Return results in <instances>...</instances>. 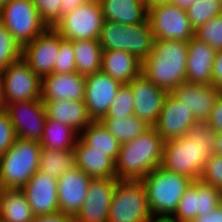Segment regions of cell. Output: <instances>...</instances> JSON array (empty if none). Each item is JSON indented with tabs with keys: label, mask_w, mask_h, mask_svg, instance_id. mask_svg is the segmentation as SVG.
<instances>
[{
	"label": "cell",
	"mask_w": 222,
	"mask_h": 222,
	"mask_svg": "<svg viewBox=\"0 0 222 222\" xmlns=\"http://www.w3.org/2000/svg\"><path fill=\"white\" fill-rule=\"evenodd\" d=\"M216 135L206 122H196L185 136L164 142L161 166L193 181L199 180L205 163L215 153Z\"/></svg>",
	"instance_id": "cell-1"
},
{
	"label": "cell",
	"mask_w": 222,
	"mask_h": 222,
	"mask_svg": "<svg viewBox=\"0 0 222 222\" xmlns=\"http://www.w3.org/2000/svg\"><path fill=\"white\" fill-rule=\"evenodd\" d=\"M188 42L155 40L153 49L142 62L141 73L157 87L172 92L186 81Z\"/></svg>",
	"instance_id": "cell-2"
},
{
	"label": "cell",
	"mask_w": 222,
	"mask_h": 222,
	"mask_svg": "<svg viewBox=\"0 0 222 222\" xmlns=\"http://www.w3.org/2000/svg\"><path fill=\"white\" fill-rule=\"evenodd\" d=\"M164 140L150 127L134 140L121 144L115 161L117 180H142L160 167L163 161Z\"/></svg>",
	"instance_id": "cell-3"
},
{
	"label": "cell",
	"mask_w": 222,
	"mask_h": 222,
	"mask_svg": "<svg viewBox=\"0 0 222 222\" xmlns=\"http://www.w3.org/2000/svg\"><path fill=\"white\" fill-rule=\"evenodd\" d=\"M141 181L146 188L152 217L168 218L174 215L182 195L193 182L187 176L168 171L162 166L148 173Z\"/></svg>",
	"instance_id": "cell-4"
},
{
	"label": "cell",
	"mask_w": 222,
	"mask_h": 222,
	"mask_svg": "<svg viewBox=\"0 0 222 222\" xmlns=\"http://www.w3.org/2000/svg\"><path fill=\"white\" fill-rule=\"evenodd\" d=\"M41 144L17 138L0 156V189H21L38 171Z\"/></svg>",
	"instance_id": "cell-5"
},
{
	"label": "cell",
	"mask_w": 222,
	"mask_h": 222,
	"mask_svg": "<svg viewBox=\"0 0 222 222\" xmlns=\"http://www.w3.org/2000/svg\"><path fill=\"white\" fill-rule=\"evenodd\" d=\"M153 32L148 19L136 25L104 20L98 37L102 50H122L143 62L154 45Z\"/></svg>",
	"instance_id": "cell-6"
},
{
	"label": "cell",
	"mask_w": 222,
	"mask_h": 222,
	"mask_svg": "<svg viewBox=\"0 0 222 222\" xmlns=\"http://www.w3.org/2000/svg\"><path fill=\"white\" fill-rule=\"evenodd\" d=\"M152 218L141 180H118L109 206L108 222H148Z\"/></svg>",
	"instance_id": "cell-7"
},
{
	"label": "cell",
	"mask_w": 222,
	"mask_h": 222,
	"mask_svg": "<svg viewBox=\"0 0 222 222\" xmlns=\"http://www.w3.org/2000/svg\"><path fill=\"white\" fill-rule=\"evenodd\" d=\"M104 22L99 1L90 0L63 13L53 29L65 40L98 39Z\"/></svg>",
	"instance_id": "cell-8"
},
{
	"label": "cell",
	"mask_w": 222,
	"mask_h": 222,
	"mask_svg": "<svg viewBox=\"0 0 222 222\" xmlns=\"http://www.w3.org/2000/svg\"><path fill=\"white\" fill-rule=\"evenodd\" d=\"M0 21L22 48L48 28L30 0H8Z\"/></svg>",
	"instance_id": "cell-9"
},
{
	"label": "cell",
	"mask_w": 222,
	"mask_h": 222,
	"mask_svg": "<svg viewBox=\"0 0 222 222\" xmlns=\"http://www.w3.org/2000/svg\"><path fill=\"white\" fill-rule=\"evenodd\" d=\"M147 19L154 40L173 39L188 42L195 36L186 9L174 3L150 6Z\"/></svg>",
	"instance_id": "cell-10"
},
{
	"label": "cell",
	"mask_w": 222,
	"mask_h": 222,
	"mask_svg": "<svg viewBox=\"0 0 222 222\" xmlns=\"http://www.w3.org/2000/svg\"><path fill=\"white\" fill-rule=\"evenodd\" d=\"M4 105L41 99L42 79L21 57L0 72Z\"/></svg>",
	"instance_id": "cell-11"
},
{
	"label": "cell",
	"mask_w": 222,
	"mask_h": 222,
	"mask_svg": "<svg viewBox=\"0 0 222 222\" xmlns=\"http://www.w3.org/2000/svg\"><path fill=\"white\" fill-rule=\"evenodd\" d=\"M4 110L9 115L17 138L41 141L47 118L41 99L7 104Z\"/></svg>",
	"instance_id": "cell-12"
},
{
	"label": "cell",
	"mask_w": 222,
	"mask_h": 222,
	"mask_svg": "<svg viewBox=\"0 0 222 222\" xmlns=\"http://www.w3.org/2000/svg\"><path fill=\"white\" fill-rule=\"evenodd\" d=\"M61 45V36L51 27L26 44L22 49V58L41 78L53 73L55 58Z\"/></svg>",
	"instance_id": "cell-13"
},
{
	"label": "cell",
	"mask_w": 222,
	"mask_h": 222,
	"mask_svg": "<svg viewBox=\"0 0 222 222\" xmlns=\"http://www.w3.org/2000/svg\"><path fill=\"white\" fill-rule=\"evenodd\" d=\"M121 85L103 71L85 76L84 103L92 121H100L106 116Z\"/></svg>",
	"instance_id": "cell-14"
},
{
	"label": "cell",
	"mask_w": 222,
	"mask_h": 222,
	"mask_svg": "<svg viewBox=\"0 0 222 222\" xmlns=\"http://www.w3.org/2000/svg\"><path fill=\"white\" fill-rule=\"evenodd\" d=\"M118 183L116 178H92L89 182L86 199L75 222H108L109 206Z\"/></svg>",
	"instance_id": "cell-15"
},
{
	"label": "cell",
	"mask_w": 222,
	"mask_h": 222,
	"mask_svg": "<svg viewBox=\"0 0 222 222\" xmlns=\"http://www.w3.org/2000/svg\"><path fill=\"white\" fill-rule=\"evenodd\" d=\"M134 96V115L154 127L168 92L157 87L142 73L129 83Z\"/></svg>",
	"instance_id": "cell-16"
},
{
	"label": "cell",
	"mask_w": 222,
	"mask_h": 222,
	"mask_svg": "<svg viewBox=\"0 0 222 222\" xmlns=\"http://www.w3.org/2000/svg\"><path fill=\"white\" fill-rule=\"evenodd\" d=\"M197 121L191 110L171 92L163 102L158 121L154 128L164 142L185 136L190 126Z\"/></svg>",
	"instance_id": "cell-17"
},
{
	"label": "cell",
	"mask_w": 222,
	"mask_h": 222,
	"mask_svg": "<svg viewBox=\"0 0 222 222\" xmlns=\"http://www.w3.org/2000/svg\"><path fill=\"white\" fill-rule=\"evenodd\" d=\"M21 189L35 216L59 212L57 179L50 174L38 170Z\"/></svg>",
	"instance_id": "cell-18"
},
{
	"label": "cell",
	"mask_w": 222,
	"mask_h": 222,
	"mask_svg": "<svg viewBox=\"0 0 222 222\" xmlns=\"http://www.w3.org/2000/svg\"><path fill=\"white\" fill-rule=\"evenodd\" d=\"M91 177L74 166L57 179L59 211L73 217L80 211L86 199Z\"/></svg>",
	"instance_id": "cell-19"
},
{
	"label": "cell",
	"mask_w": 222,
	"mask_h": 222,
	"mask_svg": "<svg viewBox=\"0 0 222 222\" xmlns=\"http://www.w3.org/2000/svg\"><path fill=\"white\" fill-rule=\"evenodd\" d=\"M171 93L192 111L197 122H207L222 89L185 81Z\"/></svg>",
	"instance_id": "cell-20"
},
{
	"label": "cell",
	"mask_w": 222,
	"mask_h": 222,
	"mask_svg": "<svg viewBox=\"0 0 222 222\" xmlns=\"http://www.w3.org/2000/svg\"><path fill=\"white\" fill-rule=\"evenodd\" d=\"M85 76L77 72L51 73L42 79L41 100H84Z\"/></svg>",
	"instance_id": "cell-21"
},
{
	"label": "cell",
	"mask_w": 222,
	"mask_h": 222,
	"mask_svg": "<svg viewBox=\"0 0 222 222\" xmlns=\"http://www.w3.org/2000/svg\"><path fill=\"white\" fill-rule=\"evenodd\" d=\"M217 52L193 36L188 41L186 81L200 85L212 84V67Z\"/></svg>",
	"instance_id": "cell-22"
},
{
	"label": "cell",
	"mask_w": 222,
	"mask_h": 222,
	"mask_svg": "<svg viewBox=\"0 0 222 222\" xmlns=\"http://www.w3.org/2000/svg\"><path fill=\"white\" fill-rule=\"evenodd\" d=\"M74 153L76 166L91 178H116L115 161L105 152L93 150L80 136Z\"/></svg>",
	"instance_id": "cell-23"
},
{
	"label": "cell",
	"mask_w": 222,
	"mask_h": 222,
	"mask_svg": "<svg viewBox=\"0 0 222 222\" xmlns=\"http://www.w3.org/2000/svg\"><path fill=\"white\" fill-rule=\"evenodd\" d=\"M43 104L48 119L58 120L59 122L67 124L78 133L92 122L84 100L72 101L61 99L43 102Z\"/></svg>",
	"instance_id": "cell-24"
},
{
	"label": "cell",
	"mask_w": 222,
	"mask_h": 222,
	"mask_svg": "<svg viewBox=\"0 0 222 222\" xmlns=\"http://www.w3.org/2000/svg\"><path fill=\"white\" fill-rule=\"evenodd\" d=\"M101 71L121 84H129L141 74L142 62L122 50H103Z\"/></svg>",
	"instance_id": "cell-25"
},
{
	"label": "cell",
	"mask_w": 222,
	"mask_h": 222,
	"mask_svg": "<svg viewBox=\"0 0 222 222\" xmlns=\"http://www.w3.org/2000/svg\"><path fill=\"white\" fill-rule=\"evenodd\" d=\"M104 20L136 25L148 17L146 0H100Z\"/></svg>",
	"instance_id": "cell-26"
},
{
	"label": "cell",
	"mask_w": 222,
	"mask_h": 222,
	"mask_svg": "<svg viewBox=\"0 0 222 222\" xmlns=\"http://www.w3.org/2000/svg\"><path fill=\"white\" fill-rule=\"evenodd\" d=\"M34 217L22 189H0V222H32Z\"/></svg>",
	"instance_id": "cell-27"
},
{
	"label": "cell",
	"mask_w": 222,
	"mask_h": 222,
	"mask_svg": "<svg viewBox=\"0 0 222 222\" xmlns=\"http://www.w3.org/2000/svg\"><path fill=\"white\" fill-rule=\"evenodd\" d=\"M79 133L71 126L58 120L46 118L44 132L39 142L49 150H74Z\"/></svg>",
	"instance_id": "cell-28"
},
{
	"label": "cell",
	"mask_w": 222,
	"mask_h": 222,
	"mask_svg": "<svg viewBox=\"0 0 222 222\" xmlns=\"http://www.w3.org/2000/svg\"><path fill=\"white\" fill-rule=\"evenodd\" d=\"M76 72L82 76L101 71L102 48L98 39L73 41Z\"/></svg>",
	"instance_id": "cell-29"
},
{
	"label": "cell",
	"mask_w": 222,
	"mask_h": 222,
	"mask_svg": "<svg viewBox=\"0 0 222 222\" xmlns=\"http://www.w3.org/2000/svg\"><path fill=\"white\" fill-rule=\"evenodd\" d=\"M79 136L93 150L103 151L108 157L116 161L121 144L100 121H92L79 133Z\"/></svg>",
	"instance_id": "cell-30"
},
{
	"label": "cell",
	"mask_w": 222,
	"mask_h": 222,
	"mask_svg": "<svg viewBox=\"0 0 222 222\" xmlns=\"http://www.w3.org/2000/svg\"><path fill=\"white\" fill-rule=\"evenodd\" d=\"M100 122L120 144L134 140L150 128V126L135 115L128 118L104 117Z\"/></svg>",
	"instance_id": "cell-31"
},
{
	"label": "cell",
	"mask_w": 222,
	"mask_h": 222,
	"mask_svg": "<svg viewBox=\"0 0 222 222\" xmlns=\"http://www.w3.org/2000/svg\"><path fill=\"white\" fill-rule=\"evenodd\" d=\"M76 166L74 150H49L41 148L38 170L58 179Z\"/></svg>",
	"instance_id": "cell-32"
},
{
	"label": "cell",
	"mask_w": 222,
	"mask_h": 222,
	"mask_svg": "<svg viewBox=\"0 0 222 222\" xmlns=\"http://www.w3.org/2000/svg\"><path fill=\"white\" fill-rule=\"evenodd\" d=\"M196 217L210 214L222 204V191L216 187L195 181Z\"/></svg>",
	"instance_id": "cell-33"
},
{
	"label": "cell",
	"mask_w": 222,
	"mask_h": 222,
	"mask_svg": "<svg viewBox=\"0 0 222 222\" xmlns=\"http://www.w3.org/2000/svg\"><path fill=\"white\" fill-rule=\"evenodd\" d=\"M186 11L192 28L196 30L213 17L222 13V1L196 0L186 8Z\"/></svg>",
	"instance_id": "cell-34"
},
{
	"label": "cell",
	"mask_w": 222,
	"mask_h": 222,
	"mask_svg": "<svg viewBox=\"0 0 222 222\" xmlns=\"http://www.w3.org/2000/svg\"><path fill=\"white\" fill-rule=\"evenodd\" d=\"M22 49L0 21V72L22 57Z\"/></svg>",
	"instance_id": "cell-35"
},
{
	"label": "cell",
	"mask_w": 222,
	"mask_h": 222,
	"mask_svg": "<svg viewBox=\"0 0 222 222\" xmlns=\"http://www.w3.org/2000/svg\"><path fill=\"white\" fill-rule=\"evenodd\" d=\"M134 115V96L129 84H122L105 117L128 118Z\"/></svg>",
	"instance_id": "cell-36"
},
{
	"label": "cell",
	"mask_w": 222,
	"mask_h": 222,
	"mask_svg": "<svg viewBox=\"0 0 222 222\" xmlns=\"http://www.w3.org/2000/svg\"><path fill=\"white\" fill-rule=\"evenodd\" d=\"M195 37L207 43L216 52L222 51V13L195 30Z\"/></svg>",
	"instance_id": "cell-37"
},
{
	"label": "cell",
	"mask_w": 222,
	"mask_h": 222,
	"mask_svg": "<svg viewBox=\"0 0 222 222\" xmlns=\"http://www.w3.org/2000/svg\"><path fill=\"white\" fill-rule=\"evenodd\" d=\"M171 218L177 222H192L196 218L195 181L185 190Z\"/></svg>",
	"instance_id": "cell-38"
},
{
	"label": "cell",
	"mask_w": 222,
	"mask_h": 222,
	"mask_svg": "<svg viewBox=\"0 0 222 222\" xmlns=\"http://www.w3.org/2000/svg\"><path fill=\"white\" fill-rule=\"evenodd\" d=\"M54 73H72L76 72L73 41L65 40L61 36V45L55 58Z\"/></svg>",
	"instance_id": "cell-39"
},
{
	"label": "cell",
	"mask_w": 222,
	"mask_h": 222,
	"mask_svg": "<svg viewBox=\"0 0 222 222\" xmlns=\"http://www.w3.org/2000/svg\"><path fill=\"white\" fill-rule=\"evenodd\" d=\"M38 10L40 19L47 27L53 25L62 17L61 0H30Z\"/></svg>",
	"instance_id": "cell-40"
},
{
	"label": "cell",
	"mask_w": 222,
	"mask_h": 222,
	"mask_svg": "<svg viewBox=\"0 0 222 222\" xmlns=\"http://www.w3.org/2000/svg\"><path fill=\"white\" fill-rule=\"evenodd\" d=\"M202 183L212 185L222 191V156L213 154L204 165L199 179Z\"/></svg>",
	"instance_id": "cell-41"
},
{
	"label": "cell",
	"mask_w": 222,
	"mask_h": 222,
	"mask_svg": "<svg viewBox=\"0 0 222 222\" xmlns=\"http://www.w3.org/2000/svg\"><path fill=\"white\" fill-rule=\"evenodd\" d=\"M17 139L9 115L5 110L0 111V156L4 154Z\"/></svg>",
	"instance_id": "cell-42"
},
{
	"label": "cell",
	"mask_w": 222,
	"mask_h": 222,
	"mask_svg": "<svg viewBox=\"0 0 222 222\" xmlns=\"http://www.w3.org/2000/svg\"><path fill=\"white\" fill-rule=\"evenodd\" d=\"M206 123L216 132L222 133V94L213 105V109Z\"/></svg>",
	"instance_id": "cell-43"
},
{
	"label": "cell",
	"mask_w": 222,
	"mask_h": 222,
	"mask_svg": "<svg viewBox=\"0 0 222 222\" xmlns=\"http://www.w3.org/2000/svg\"><path fill=\"white\" fill-rule=\"evenodd\" d=\"M212 84L222 89V51L217 52L212 67Z\"/></svg>",
	"instance_id": "cell-44"
},
{
	"label": "cell",
	"mask_w": 222,
	"mask_h": 222,
	"mask_svg": "<svg viewBox=\"0 0 222 222\" xmlns=\"http://www.w3.org/2000/svg\"><path fill=\"white\" fill-rule=\"evenodd\" d=\"M32 222H75V221L73 216L59 211L54 214L35 216Z\"/></svg>",
	"instance_id": "cell-45"
},
{
	"label": "cell",
	"mask_w": 222,
	"mask_h": 222,
	"mask_svg": "<svg viewBox=\"0 0 222 222\" xmlns=\"http://www.w3.org/2000/svg\"><path fill=\"white\" fill-rule=\"evenodd\" d=\"M192 222H222V204L215 208L210 214L197 216Z\"/></svg>",
	"instance_id": "cell-46"
},
{
	"label": "cell",
	"mask_w": 222,
	"mask_h": 222,
	"mask_svg": "<svg viewBox=\"0 0 222 222\" xmlns=\"http://www.w3.org/2000/svg\"><path fill=\"white\" fill-rule=\"evenodd\" d=\"M62 14L74 10L78 5H81L90 0H61Z\"/></svg>",
	"instance_id": "cell-47"
},
{
	"label": "cell",
	"mask_w": 222,
	"mask_h": 222,
	"mask_svg": "<svg viewBox=\"0 0 222 222\" xmlns=\"http://www.w3.org/2000/svg\"><path fill=\"white\" fill-rule=\"evenodd\" d=\"M215 144H216V148H215L214 154L222 156V133L221 132H217V135L215 137Z\"/></svg>",
	"instance_id": "cell-48"
},
{
	"label": "cell",
	"mask_w": 222,
	"mask_h": 222,
	"mask_svg": "<svg viewBox=\"0 0 222 222\" xmlns=\"http://www.w3.org/2000/svg\"><path fill=\"white\" fill-rule=\"evenodd\" d=\"M196 0H173L172 3L176 4L177 6L186 9L189 7L193 2Z\"/></svg>",
	"instance_id": "cell-49"
},
{
	"label": "cell",
	"mask_w": 222,
	"mask_h": 222,
	"mask_svg": "<svg viewBox=\"0 0 222 222\" xmlns=\"http://www.w3.org/2000/svg\"><path fill=\"white\" fill-rule=\"evenodd\" d=\"M173 0H146L147 7L159 4L172 3Z\"/></svg>",
	"instance_id": "cell-50"
},
{
	"label": "cell",
	"mask_w": 222,
	"mask_h": 222,
	"mask_svg": "<svg viewBox=\"0 0 222 222\" xmlns=\"http://www.w3.org/2000/svg\"><path fill=\"white\" fill-rule=\"evenodd\" d=\"M148 222H177L168 217H152Z\"/></svg>",
	"instance_id": "cell-51"
},
{
	"label": "cell",
	"mask_w": 222,
	"mask_h": 222,
	"mask_svg": "<svg viewBox=\"0 0 222 222\" xmlns=\"http://www.w3.org/2000/svg\"><path fill=\"white\" fill-rule=\"evenodd\" d=\"M5 105H4V100H3V85H2V78L0 75V111L4 110Z\"/></svg>",
	"instance_id": "cell-52"
},
{
	"label": "cell",
	"mask_w": 222,
	"mask_h": 222,
	"mask_svg": "<svg viewBox=\"0 0 222 222\" xmlns=\"http://www.w3.org/2000/svg\"><path fill=\"white\" fill-rule=\"evenodd\" d=\"M8 0H0V13H1V10L3 9V6L6 4Z\"/></svg>",
	"instance_id": "cell-53"
}]
</instances>
